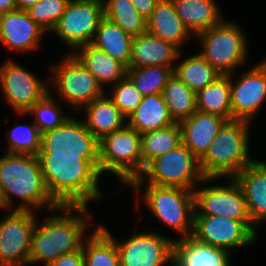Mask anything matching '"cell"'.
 <instances>
[{"label":"cell","mask_w":266,"mask_h":266,"mask_svg":"<svg viewBox=\"0 0 266 266\" xmlns=\"http://www.w3.org/2000/svg\"><path fill=\"white\" fill-rule=\"evenodd\" d=\"M95 228L82 245L84 266H121L119 251L112 235L100 224Z\"/></svg>","instance_id":"f1b7e54d"},{"label":"cell","mask_w":266,"mask_h":266,"mask_svg":"<svg viewBox=\"0 0 266 266\" xmlns=\"http://www.w3.org/2000/svg\"><path fill=\"white\" fill-rule=\"evenodd\" d=\"M107 89L105 93L126 118L136 109L143 98L127 75Z\"/></svg>","instance_id":"74e56055"},{"label":"cell","mask_w":266,"mask_h":266,"mask_svg":"<svg viewBox=\"0 0 266 266\" xmlns=\"http://www.w3.org/2000/svg\"><path fill=\"white\" fill-rule=\"evenodd\" d=\"M0 89L14 113H26L49 92V76L44 81L10 57L0 64Z\"/></svg>","instance_id":"5bb4252c"},{"label":"cell","mask_w":266,"mask_h":266,"mask_svg":"<svg viewBox=\"0 0 266 266\" xmlns=\"http://www.w3.org/2000/svg\"><path fill=\"white\" fill-rule=\"evenodd\" d=\"M127 187H131L135 194V211L139 212L145 206L160 224L178 234L175 240L192 235L195 212L193 190L153 185L140 177L135 178Z\"/></svg>","instance_id":"277c9868"},{"label":"cell","mask_w":266,"mask_h":266,"mask_svg":"<svg viewBox=\"0 0 266 266\" xmlns=\"http://www.w3.org/2000/svg\"><path fill=\"white\" fill-rule=\"evenodd\" d=\"M197 110L232 120L231 74L219 76L196 93Z\"/></svg>","instance_id":"4dcf8cb0"},{"label":"cell","mask_w":266,"mask_h":266,"mask_svg":"<svg viewBox=\"0 0 266 266\" xmlns=\"http://www.w3.org/2000/svg\"><path fill=\"white\" fill-rule=\"evenodd\" d=\"M183 52L182 50L180 51L173 73L192 91L197 93L200 89L212 84L221 76L199 52L193 55H185V57H183L185 54Z\"/></svg>","instance_id":"f546056e"},{"label":"cell","mask_w":266,"mask_h":266,"mask_svg":"<svg viewBox=\"0 0 266 266\" xmlns=\"http://www.w3.org/2000/svg\"><path fill=\"white\" fill-rule=\"evenodd\" d=\"M239 25L227 18L195 35L194 40L201 48L199 53L221 75H229L246 67L249 61V40L244 28Z\"/></svg>","instance_id":"8992f818"},{"label":"cell","mask_w":266,"mask_h":266,"mask_svg":"<svg viewBox=\"0 0 266 266\" xmlns=\"http://www.w3.org/2000/svg\"><path fill=\"white\" fill-rule=\"evenodd\" d=\"M174 123L169 115L163 94L143 97L140 104L127 117V125L139 134L162 129Z\"/></svg>","instance_id":"4316f807"},{"label":"cell","mask_w":266,"mask_h":266,"mask_svg":"<svg viewBox=\"0 0 266 266\" xmlns=\"http://www.w3.org/2000/svg\"><path fill=\"white\" fill-rule=\"evenodd\" d=\"M100 225L114 238L121 266H173L175 238L169 234L151 230L152 226L144 232L136 225L128 239L118 240L106 224L100 222Z\"/></svg>","instance_id":"30bf717a"},{"label":"cell","mask_w":266,"mask_h":266,"mask_svg":"<svg viewBox=\"0 0 266 266\" xmlns=\"http://www.w3.org/2000/svg\"><path fill=\"white\" fill-rule=\"evenodd\" d=\"M106 91L127 75V67L92 44L79 47L73 53Z\"/></svg>","instance_id":"484cf974"},{"label":"cell","mask_w":266,"mask_h":266,"mask_svg":"<svg viewBox=\"0 0 266 266\" xmlns=\"http://www.w3.org/2000/svg\"><path fill=\"white\" fill-rule=\"evenodd\" d=\"M234 178L243 189L253 228L260 232L266 223V161L255 158Z\"/></svg>","instance_id":"d6986e66"},{"label":"cell","mask_w":266,"mask_h":266,"mask_svg":"<svg viewBox=\"0 0 266 266\" xmlns=\"http://www.w3.org/2000/svg\"><path fill=\"white\" fill-rule=\"evenodd\" d=\"M133 36L105 16L101 19L91 44L112 56L127 68L131 59Z\"/></svg>","instance_id":"83f0119b"},{"label":"cell","mask_w":266,"mask_h":266,"mask_svg":"<svg viewBox=\"0 0 266 266\" xmlns=\"http://www.w3.org/2000/svg\"><path fill=\"white\" fill-rule=\"evenodd\" d=\"M16 9L17 6L15 0H0V14L7 13Z\"/></svg>","instance_id":"b9f144b4"},{"label":"cell","mask_w":266,"mask_h":266,"mask_svg":"<svg viewBox=\"0 0 266 266\" xmlns=\"http://www.w3.org/2000/svg\"><path fill=\"white\" fill-rule=\"evenodd\" d=\"M60 103V105H59ZM63 102L48 92L41 100L33 104L26 113H15L20 117L30 116L34 119L32 122L43 134L49 130L63 125L73 114L64 112Z\"/></svg>","instance_id":"836d02e7"},{"label":"cell","mask_w":266,"mask_h":266,"mask_svg":"<svg viewBox=\"0 0 266 266\" xmlns=\"http://www.w3.org/2000/svg\"><path fill=\"white\" fill-rule=\"evenodd\" d=\"M172 74L173 68L164 65L127 68V76L132 80L136 89L143 97L162 94Z\"/></svg>","instance_id":"d590c367"},{"label":"cell","mask_w":266,"mask_h":266,"mask_svg":"<svg viewBox=\"0 0 266 266\" xmlns=\"http://www.w3.org/2000/svg\"><path fill=\"white\" fill-rule=\"evenodd\" d=\"M226 121L218 115L196 110L188 119L179 123L182 143L200 159Z\"/></svg>","instance_id":"7402d4cb"},{"label":"cell","mask_w":266,"mask_h":266,"mask_svg":"<svg viewBox=\"0 0 266 266\" xmlns=\"http://www.w3.org/2000/svg\"><path fill=\"white\" fill-rule=\"evenodd\" d=\"M57 62V63H56ZM51 64L49 76V92L57 97L64 106L80 111L105 94L95 76L87 70L74 55L65 53L59 61Z\"/></svg>","instance_id":"ba28073f"},{"label":"cell","mask_w":266,"mask_h":266,"mask_svg":"<svg viewBox=\"0 0 266 266\" xmlns=\"http://www.w3.org/2000/svg\"><path fill=\"white\" fill-rule=\"evenodd\" d=\"M232 254L190 236L175 240L173 266H232Z\"/></svg>","instance_id":"603a6c76"},{"label":"cell","mask_w":266,"mask_h":266,"mask_svg":"<svg viewBox=\"0 0 266 266\" xmlns=\"http://www.w3.org/2000/svg\"><path fill=\"white\" fill-rule=\"evenodd\" d=\"M0 219V266H28L31 237L37 213L6 210Z\"/></svg>","instance_id":"9a60e30c"},{"label":"cell","mask_w":266,"mask_h":266,"mask_svg":"<svg viewBox=\"0 0 266 266\" xmlns=\"http://www.w3.org/2000/svg\"><path fill=\"white\" fill-rule=\"evenodd\" d=\"M265 103L266 57L251 68L244 67L231 74L232 120L252 123Z\"/></svg>","instance_id":"2e32d148"},{"label":"cell","mask_w":266,"mask_h":266,"mask_svg":"<svg viewBox=\"0 0 266 266\" xmlns=\"http://www.w3.org/2000/svg\"><path fill=\"white\" fill-rule=\"evenodd\" d=\"M72 115L63 125L44 132L38 155L99 156V140L88 130L83 118Z\"/></svg>","instance_id":"e0dca14e"},{"label":"cell","mask_w":266,"mask_h":266,"mask_svg":"<svg viewBox=\"0 0 266 266\" xmlns=\"http://www.w3.org/2000/svg\"><path fill=\"white\" fill-rule=\"evenodd\" d=\"M17 9L26 11L28 8L33 6L39 0H15Z\"/></svg>","instance_id":"7bdbcfd3"},{"label":"cell","mask_w":266,"mask_h":266,"mask_svg":"<svg viewBox=\"0 0 266 266\" xmlns=\"http://www.w3.org/2000/svg\"><path fill=\"white\" fill-rule=\"evenodd\" d=\"M103 17V0H70L50 34L54 33L73 54L79 47L91 44Z\"/></svg>","instance_id":"7c38bea8"},{"label":"cell","mask_w":266,"mask_h":266,"mask_svg":"<svg viewBox=\"0 0 266 266\" xmlns=\"http://www.w3.org/2000/svg\"><path fill=\"white\" fill-rule=\"evenodd\" d=\"M223 179L227 180L226 184L219 182V180L222 181V178H204L196 186L193 190L194 215L219 216L238 221H251L247 211L245 195L240 184L234 177ZM216 181L219 183H216Z\"/></svg>","instance_id":"9c48e42d"},{"label":"cell","mask_w":266,"mask_h":266,"mask_svg":"<svg viewBox=\"0 0 266 266\" xmlns=\"http://www.w3.org/2000/svg\"><path fill=\"white\" fill-rule=\"evenodd\" d=\"M162 94L175 123L188 119L197 110L196 92L174 73L169 77Z\"/></svg>","instance_id":"1f68e13d"},{"label":"cell","mask_w":266,"mask_h":266,"mask_svg":"<svg viewBox=\"0 0 266 266\" xmlns=\"http://www.w3.org/2000/svg\"><path fill=\"white\" fill-rule=\"evenodd\" d=\"M80 112H84L83 121L98 140L127 124V118L106 93L86 104Z\"/></svg>","instance_id":"cb8c5ba5"},{"label":"cell","mask_w":266,"mask_h":266,"mask_svg":"<svg viewBox=\"0 0 266 266\" xmlns=\"http://www.w3.org/2000/svg\"><path fill=\"white\" fill-rule=\"evenodd\" d=\"M180 51L173 43L146 31L133 36L129 67L164 65L174 69Z\"/></svg>","instance_id":"ffe728a7"},{"label":"cell","mask_w":266,"mask_h":266,"mask_svg":"<svg viewBox=\"0 0 266 266\" xmlns=\"http://www.w3.org/2000/svg\"><path fill=\"white\" fill-rule=\"evenodd\" d=\"M182 144L179 123L141 134L143 170L154 158L159 157Z\"/></svg>","instance_id":"d6a6232c"},{"label":"cell","mask_w":266,"mask_h":266,"mask_svg":"<svg viewBox=\"0 0 266 266\" xmlns=\"http://www.w3.org/2000/svg\"><path fill=\"white\" fill-rule=\"evenodd\" d=\"M89 209V206L59 205L49 210L42 217L44 220L38 218L43 215L39 212L32 232L28 266H48L60 256L80 250L93 225L96 227Z\"/></svg>","instance_id":"6da1fadb"},{"label":"cell","mask_w":266,"mask_h":266,"mask_svg":"<svg viewBox=\"0 0 266 266\" xmlns=\"http://www.w3.org/2000/svg\"><path fill=\"white\" fill-rule=\"evenodd\" d=\"M146 23L147 32L173 43L180 50L195 38L177 15L172 0H159Z\"/></svg>","instance_id":"44dd1931"},{"label":"cell","mask_w":266,"mask_h":266,"mask_svg":"<svg viewBox=\"0 0 266 266\" xmlns=\"http://www.w3.org/2000/svg\"><path fill=\"white\" fill-rule=\"evenodd\" d=\"M138 12L147 20L155 10L159 0H130Z\"/></svg>","instance_id":"60d3db41"},{"label":"cell","mask_w":266,"mask_h":266,"mask_svg":"<svg viewBox=\"0 0 266 266\" xmlns=\"http://www.w3.org/2000/svg\"><path fill=\"white\" fill-rule=\"evenodd\" d=\"M104 16L126 33L137 36L147 31L146 19L130 0H103Z\"/></svg>","instance_id":"e575fe53"},{"label":"cell","mask_w":266,"mask_h":266,"mask_svg":"<svg viewBox=\"0 0 266 266\" xmlns=\"http://www.w3.org/2000/svg\"><path fill=\"white\" fill-rule=\"evenodd\" d=\"M252 221H238L219 216L194 215L192 237L202 243L236 253L251 247L259 238Z\"/></svg>","instance_id":"4fadbf2b"},{"label":"cell","mask_w":266,"mask_h":266,"mask_svg":"<svg viewBox=\"0 0 266 266\" xmlns=\"http://www.w3.org/2000/svg\"><path fill=\"white\" fill-rule=\"evenodd\" d=\"M1 209H2V198H1V193H0V211H2Z\"/></svg>","instance_id":"ee69618b"},{"label":"cell","mask_w":266,"mask_h":266,"mask_svg":"<svg viewBox=\"0 0 266 266\" xmlns=\"http://www.w3.org/2000/svg\"><path fill=\"white\" fill-rule=\"evenodd\" d=\"M51 198L63 206H89L105 197L99 156L37 155ZM99 182V183H98Z\"/></svg>","instance_id":"7a4b0ae2"},{"label":"cell","mask_w":266,"mask_h":266,"mask_svg":"<svg viewBox=\"0 0 266 266\" xmlns=\"http://www.w3.org/2000/svg\"><path fill=\"white\" fill-rule=\"evenodd\" d=\"M144 182L159 186H175L194 190L205 178L199 159L183 143L152 159L139 176Z\"/></svg>","instance_id":"8fae6325"},{"label":"cell","mask_w":266,"mask_h":266,"mask_svg":"<svg viewBox=\"0 0 266 266\" xmlns=\"http://www.w3.org/2000/svg\"><path fill=\"white\" fill-rule=\"evenodd\" d=\"M48 266H84V255L82 248L78 251L60 256Z\"/></svg>","instance_id":"ab89813d"},{"label":"cell","mask_w":266,"mask_h":266,"mask_svg":"<svg viewBox=\"0 0 266 266\" xmlns=\"http://www.w3.org/2000/svg\"><path fill=\"white\" fill-rule=\"evenodd\" d=\"M1 155L0 193L3 212L31 210L41 213L42 210L46 213L59 206L49 194L37 156L8 152Z\"/></svg>","instance_id":"3957f363"},{"label":"cell","mask_w":266,"mask_h":266,"mask_svg":"<svg viewBox=\"0 0 266 266\" xmlns=\"http://www.w3.org/2000/svg\"><path fill=\"white\" fill-rule=\"evenodd\" d=\"M42 133L31 121L28 123H15L6 133L7 146L4 152L29 154L37 156L40 152Z\"/></svg>","instance_id":"8d00e7d4"},{"label":"cell","mask_w":266,"mask_h":266,"mask_svg":"<svg viewBox=\"0 0 266 266\" xmlns=\"http://www.w3.org/2000/svg\"><path fill=\"white\" fill-rule=\"evenodd\" d=\"M99 172L127 187L143 172L141 134L127 124L99 140Z\"/></svg>","instance_id":"52a82bcc"},{"label":"cell","mask_w":266,"mask_h":266,"mask_svg":"<svg viewBox=\"0 0 266 266\" xmlns=\"http://www.w3.org/2000/svg\"><path fill=\"white\" fill-rule=\"evenodd\" d=\"M47 34L27 13L16 9L0 14V45L9 52L22 55L40 50L43 35ZM15 51V52H14Z\"/></svg>","instance_id":"ac0fdd59"},{"label":"cell","mask_w":266,"mask_h":266,"mask_svg":"<svg viewBox=\"0 0 266 266\" xmlns=\"http://www.w3.org/2000/svg\"><path fill=\"white\" fill-rule=\"evenodd\" d=\"M252 124L244 120L226 121L199 159V167L205 178L235 177L253 159L250 142ZM251 127V128H250Z\"/></svg>","instance_id":"5b68a950"},{"label":"cell","mask_w":266,"mask_h":266,"mask_svg":"<svg viewBox=\"0 0 266 266\" xmlns=\"http://www.w3.org/2000/svg\"><path fill=\"white\" fill-rule=\"evenodd\" d=\"M217 1L172 0L177 15L194 36L226 19Z\"/></svg>","instance_id":"d4e9b609"},{"label":"cell","mask_w":266,"mask_h":266,"mask_svg":"<svg viewBox=\"0 0 266 266\" xmlns=\"http://www.w3.org/2000/svg\"><path fill=\"white\" fill-rule=\"evenodd\" d=\"M70 0H39L26 11L28 15L48 34L55 27L66 10Z\"/></svg>","instance_id":"f35d334b"}]
</instances>
